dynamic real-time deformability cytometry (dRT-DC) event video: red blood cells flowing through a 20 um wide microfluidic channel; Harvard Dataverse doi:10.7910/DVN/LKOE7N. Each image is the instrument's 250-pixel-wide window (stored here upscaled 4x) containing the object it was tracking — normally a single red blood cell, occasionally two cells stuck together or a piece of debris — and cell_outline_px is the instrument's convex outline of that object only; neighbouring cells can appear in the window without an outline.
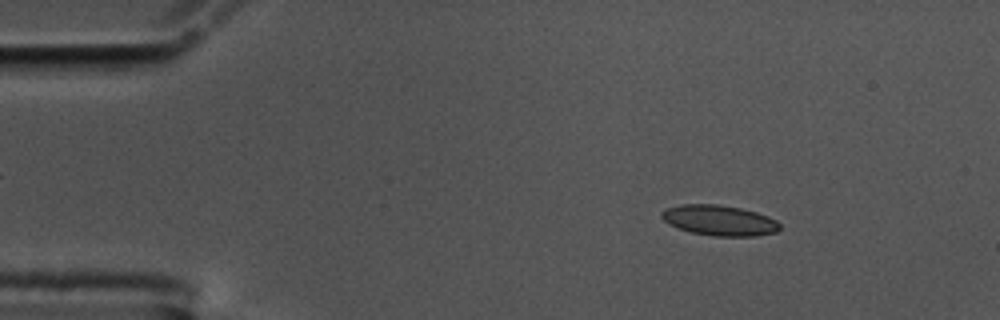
{"species": "common noctule bat (a hibernating species)", "species_latin": "Nyctalus noctula", "temperature_condition": "cold", "stored_images_in_passage": 56, "camera_frame_rate_fps": 3000, "um_per_image_px": 0.085, "animal": {"sex": "male", "body_mass_g": 17.5, "forearm_length_mm": 52.3}, "frame": {"image": 1, "passage_image": 8, "time_ms": 2.333, "image_size_px": [1000, 320], "cell_outline_px": [[780, 228], [776, 232], [756, 236], [712, 236], [692, 232], [668, 224], [660, 216], [660, 212], [664, 208], [680, 204], [716, 204], [740, 208], [756, 212], [768, 216], [776, 220], [780, 224]], "centroid_in_image_um": [61.12, 18.72], "position_along_channel_um": 23.9, "area_um2": 21.04}}
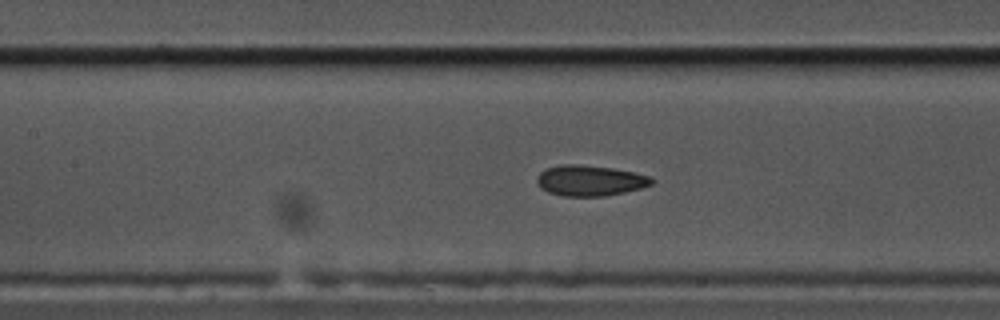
{"frame": {"image": 2, "passage_image": 25, "time_ms": 8.0, "image_size_px": [1000, 320], "cell_outline_px": [[652, 184], [640, 188], [624, 192], [604, 196], [564, 196], [548, 192], [540, 188], [536, 184], [536, 176], [540, 172], [548, 168], [560, 164], [576, 164], [612, 168], [632, 172], [648, 176], [652, 180]], "centroid_in_image_um": [50.07, 15.35], "position_along_channel_um": 157.3, "area_um2": 20.35}}
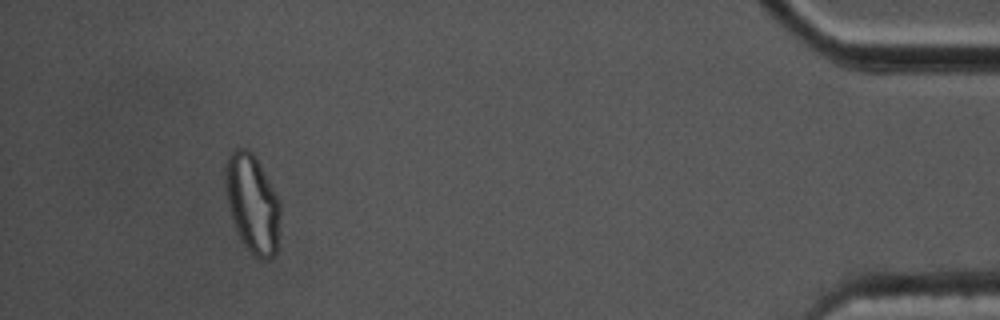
{"frame": {"image": 3, "passage_image": 52, "time_ms": 17.0, "image_size_px": [1000, 320], "cell_outline_px": [[280, 216], [276, 252], [268, 260], [260, 260], [252, 256], [240, 240], [232, 220], [228, 208], [224, 176], [228, 156], [236, 148], [248, 148], [256, 156], [280, 204]], "centroid_in_image_um": [21.43, 17.33], "position_along_channel_um": 413.8, "area_um2": 31.62}, "authors_computed_cell_mechanics": {"area_um2": 20.519, "velocity_mm_per_s": 3.5691, "shape_relaxation_time_tau1_ms": null, "shape_relaxation_time_tau2_ms": 2.0412, "deformation_change_tau1": null, "deformation_change_tau2": 0.076}}